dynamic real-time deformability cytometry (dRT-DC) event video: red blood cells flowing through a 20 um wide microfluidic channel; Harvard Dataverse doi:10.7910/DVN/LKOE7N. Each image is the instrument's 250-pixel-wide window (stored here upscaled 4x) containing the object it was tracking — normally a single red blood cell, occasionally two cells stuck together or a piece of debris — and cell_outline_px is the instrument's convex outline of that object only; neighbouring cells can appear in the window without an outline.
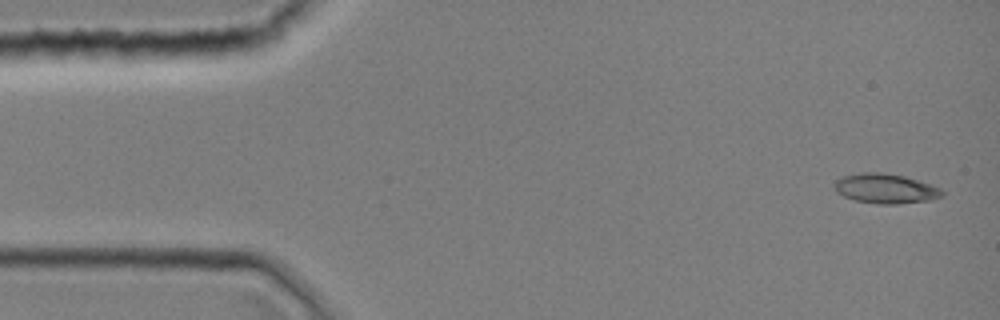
{"species": "common noctule bat (a hibernating species)", "species_latin": "Nyctalus noctula", "temperature_condition": "room temperature", "stored_images_in_passage": 1, "camera_frame_rate_fps": 3000, "um_per_image_px": 0.085, "animal": {"sex": "female", "body_mass_g": 19.0, "forearm_length_mm": 51.5}, "frame": {"image": 1, "passage_image": 1, "time_ms": 0.0, "image_size_px": [1000, 320], "cell_outline_px": [[944, 192], [940, 196], [928, 200], [896, 204], [880, 204], [856, 200], [844, 196], [836, 192], [832, 184], [836, 180], [844, 176], [860, 172], [880, 172], [904, 176], [940, 188]], "centroid_in_image_um": [75.21, 16.02], "position_along_channel_um": 9.8, "area_um2": 18.38}}